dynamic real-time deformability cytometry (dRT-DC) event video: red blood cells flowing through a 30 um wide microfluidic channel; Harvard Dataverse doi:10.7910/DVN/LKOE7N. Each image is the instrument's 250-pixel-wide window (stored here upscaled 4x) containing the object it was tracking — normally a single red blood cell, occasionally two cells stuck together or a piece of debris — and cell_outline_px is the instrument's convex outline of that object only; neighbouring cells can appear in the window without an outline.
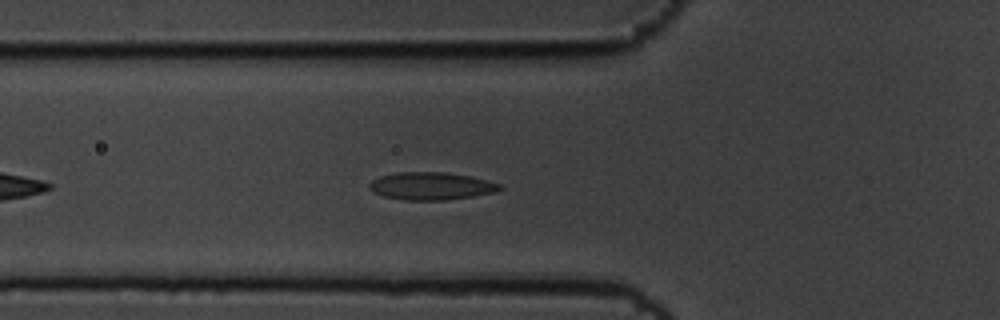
{"species": "common noctule bat (a hibernating species)", "species_latin": "Nyctalus noctula", "temperature_condition": "cold", "stored_images_in_passage": 31, "camera_frame_rate_fps": 3000, "um_per_image_px": 0.085, "animal": {"sex": "male", "body_mass_g": 19.5, "forearm_length_mm": 54.6}, "frame": {"image": 1, "passage_image": 8, "time_ms": 2.333, "image_size_px": [1000, 320], "cell_outline_px": [[504, 188], [496, 192], [472, 196], [444, 200], [404, 200], [384, 196], [372, 192], [368, 188], [368, 184], [372, 180], [380, 176], [396, 172], [444, 172], [472, 176], [500, 184]], "centroid_in_image_um": [36.63, 15.81], "position_along_channel_um": 89.2, "area_um2": 21.1}}
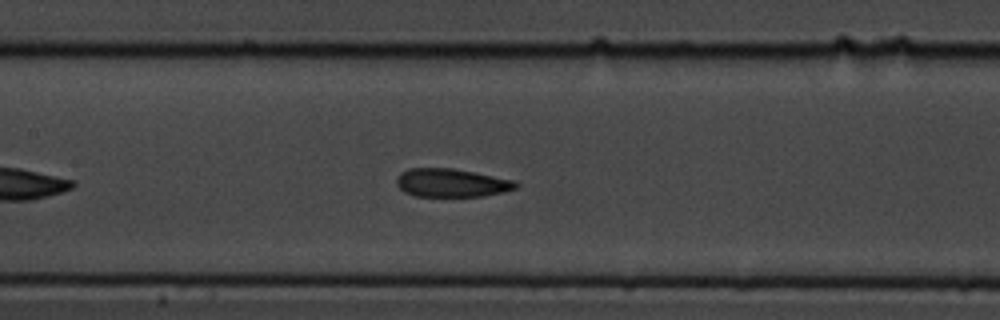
{"frame": {"image": 2, "passage_image": 15, "time_ms": 4.667, "image_size_px": [1000, 320], "cell_outline_px": [[520, 184], [516, 188], [500, 192], [480, 196], [416, 196], [404, 192], [396, 184], [396, 176], [400, 172], [408, 168], [452, 168], [516, 180]], "centroid_in_image_um": [38.34, 15.53], "position_along_channel_um": 169.1, "area_um2": 19.71}}
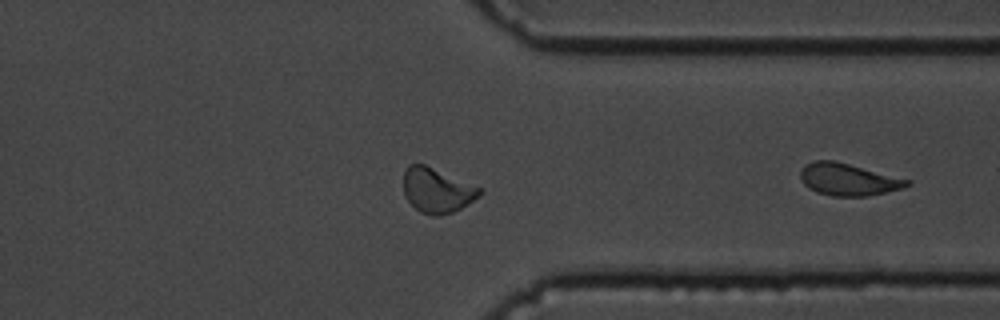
{"frame": {"image": 3, "passage_image": 30, "time_ms": 9.667, "image_size_px": [1000, 320], "cell_outline_px": [[484, 192], [460, 208], [452, 212], [440, 216], [432, 216], [420, 212], [404, 196], [404, 172], [408, 164], [424, 164], [480, 188]], "centroid_in_image_um": [37.1, 16.19], "position_along_channel_um": 374.3, "area_um2": 19.48}}